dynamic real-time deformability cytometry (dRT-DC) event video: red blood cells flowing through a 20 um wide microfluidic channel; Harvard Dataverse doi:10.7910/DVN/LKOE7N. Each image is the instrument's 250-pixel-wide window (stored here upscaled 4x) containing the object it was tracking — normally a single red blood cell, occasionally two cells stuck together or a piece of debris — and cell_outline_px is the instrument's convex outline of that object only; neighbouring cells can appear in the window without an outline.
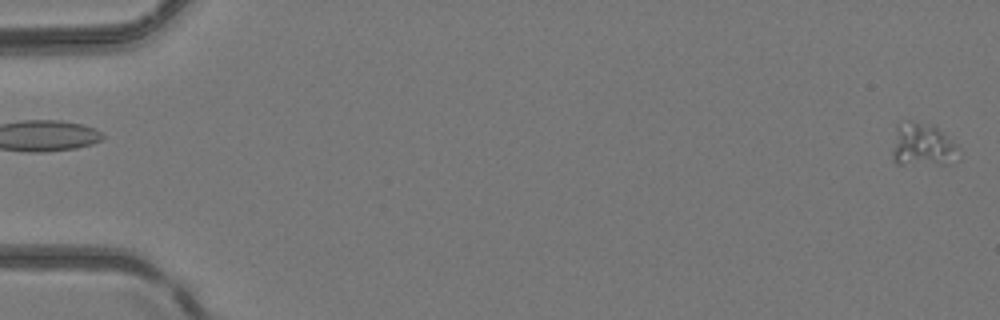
{"species": "common noctule bat (a hibernating species)", "species_latin": "Nyctalus noctula", "temperature_condition": "room temperature", "stored_images_in_passage": 16, "camera_frame_rate_fps": 3000, "um_per_image_px": 0.085, "animal": {"sex": "female", "body_mass_g": 24.6, "forearm_length_mm": 56.2}, "frame": {"image": 1, "passage_image": 1, "time_ms": 0.0, "image_size_px": [1000, 320], "cell_outline_px": [[960, 148], [948, 164], [896, 164], [892, 160], [892, 152], [896, 124], [900, 120], [912, 120], [936, 124]], "centroid_in_image_um": [78.36, 12.25], "position_along_channel_um": 6.6, "area_um2": 17.17}}
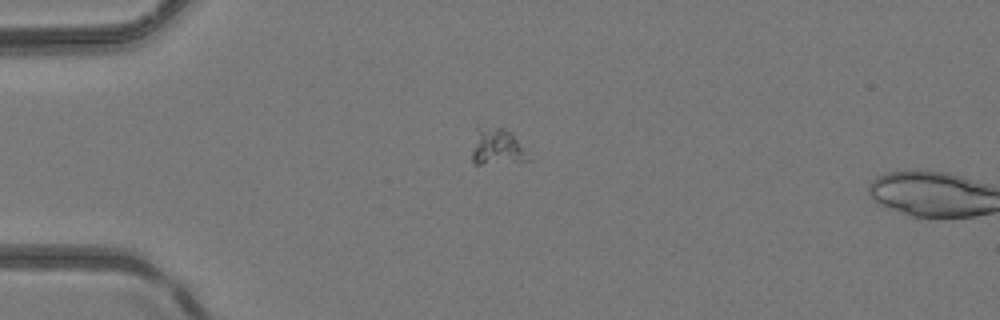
{"frame": {"image": 2, "passage_image": 14, "time_ms": 4.333, "image_size_px": [1000, 320], "cell_outline_px": [[532, 160], [480, 164], [476, 164], [472, 160], [472, 152], [476, 128], [504, 128], [512, 132]], "centroid_in_image_um": [42.25, 12.49], "position_along_channel_um": 42.7, "area_um2": 11.73}}